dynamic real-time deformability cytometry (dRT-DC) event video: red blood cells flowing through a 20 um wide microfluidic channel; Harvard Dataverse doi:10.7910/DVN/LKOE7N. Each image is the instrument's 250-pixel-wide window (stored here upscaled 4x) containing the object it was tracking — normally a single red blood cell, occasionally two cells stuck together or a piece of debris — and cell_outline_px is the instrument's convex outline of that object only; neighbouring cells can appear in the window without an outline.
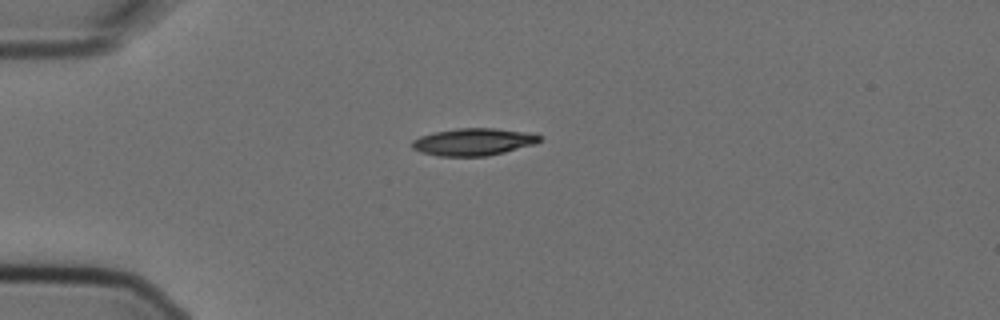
{"species": "Egyptian fruit bat (a non-hibernating species)", "species_latin": "Rousettus aegyptiacus", "temperature_condition": "cold", "stored_images_in_passage": 13, "camera_frame_rate_fps": 3000, "um_per_image_px": 0.085, "animal": {"sex": "female"}, "frame": {"image": 1, "passage_image": 3, "time_ms": 0.667, "image_size_px": [1000, 320], "cell_outline_px": [[544, 136], [536, 144], [504, 152], [484, 156], [440, 156], [420, 152], [412, 148], [412, 140], [420, 136], [436, 132], [456, 128], [496, 128], [528, 132]], "centroid_in_image_um": [40.27, 12.05], "position_along_channel_um": 44.7, "area_um2": 20.29}}
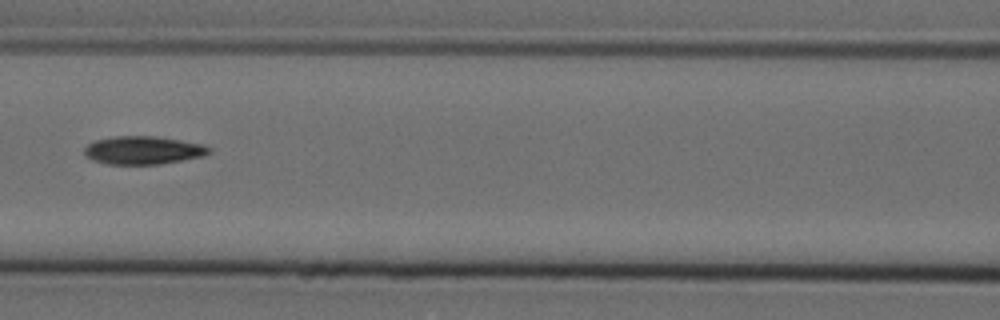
{"frame": {"image": 2, "passage_image": 6, "time_ms": 1.667, "image_size_px": [1000, 320], "cell_outline_px": [[212, 152], [204, 156], [160, 164], [104, 164], [92, 160], [84, 156], [84, 148], [88, 144], [96, 140], [116, 136], [156, 136], [204, 144], [212, 148]], "centroid_in_image_um": [12.18, 12.77], "position_along_channel_um": 154.4, "area_um2": 20.63}}
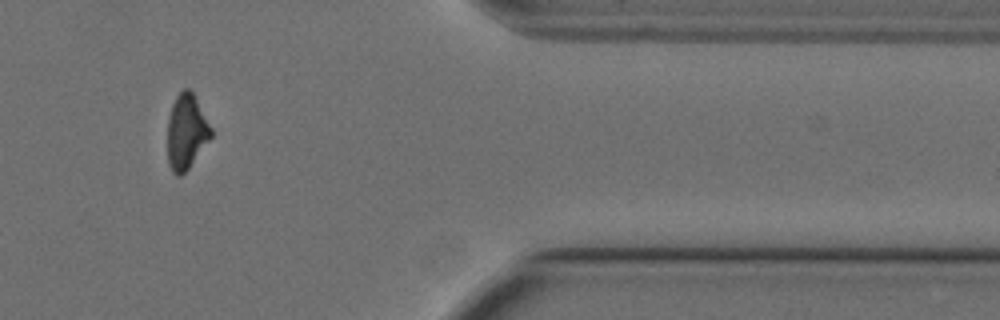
{"frame": {"image": 3, "passage_image": 12, "time_ms": 3.667, "image_size_px": [1000, 320], "cell_outline_px": [[212, 136], [188, 168], [180, 176], [176, 176], [172, 172], [168, 164], [168, 120], [172, 104], [176, 96], [184, 88], [188, 88], [192, 92], [212, 128]], "centroid_in_image_um": [15.83, 11.21], "position_along_channel_um": 395.6, "area_um2": 18.79}}